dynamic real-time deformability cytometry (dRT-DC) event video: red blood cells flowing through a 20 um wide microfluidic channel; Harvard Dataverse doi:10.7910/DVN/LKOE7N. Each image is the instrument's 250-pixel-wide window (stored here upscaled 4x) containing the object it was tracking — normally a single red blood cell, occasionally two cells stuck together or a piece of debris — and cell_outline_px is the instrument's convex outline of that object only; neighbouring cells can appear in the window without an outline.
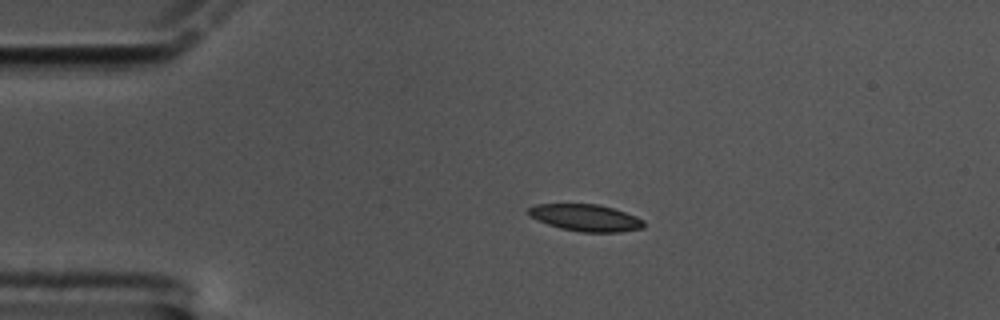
{"species": "common noctule bat (a hibernating species)", "species_latin": "Nyctalus noctula", "temperature_condition": "cold", "stored_images_in_passage": 48, "camera_frame_rate_fps": 3000, "um_per_image_px": 0.085, "animal": {"sex": "male", "body_mass_g": 17.5, "forearm_length_mm": 52.3}, "frame": {"image": 1, "passage_image": 1, "time_ms": 0.0, "image_size_px": [1000, 320], "cell_outline_px": [[644, 228], [620, 232], [580, 232], [560, 228], [548, 224], [528, 216], [528, 208], [536, 204], [600, 204], [636, 216], [644, 220]], "centroid_in_image_um": [49.78, 18.51], "position_along_channel_um": 35.2, "area_um2": 18.09}}
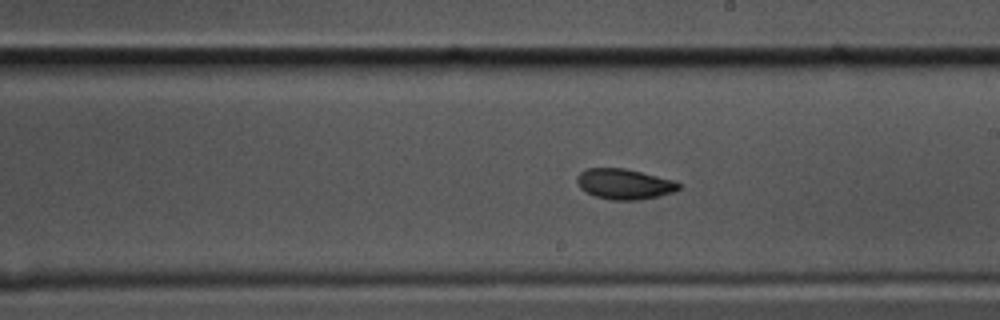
{"frame": {"image": 2, "passage_image": 22, "time_ms": 7.0, "image_size_px": [1000, 320], "cell_outline_px": [[680, 188], [672, 192], [660, 196], [640, 200], [612, 200], [596, 196], [584, 192], [580, 188], [576, 180], [576, 176], [584, 168], [624, 168], [672, 180], [680, 184]], "centroid_in_image_um": [53.01, 15.65], "position_along_channel_um": 236.0, "area_um2": 18.03}}
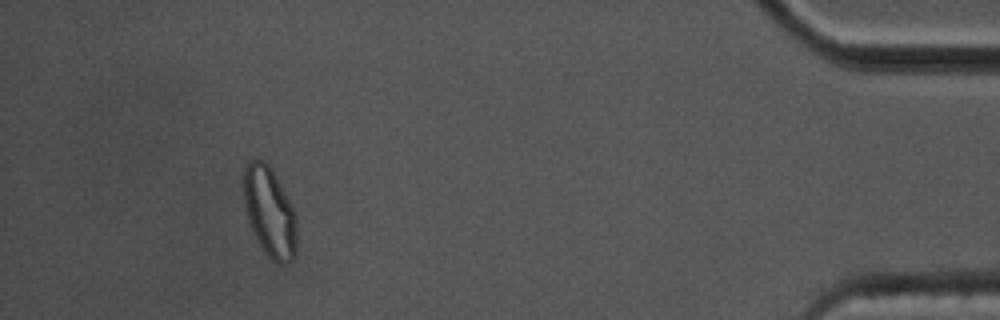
{"frame": {"image": 3, "passage_image": 43, "time_ms": 14.0, "image_size_px": [1000, 320], "cell_outline_px": [[296, 252], [292, 260], [288, 264], [276, 264], [264, 252], [256, 240], [248, 220], [244, 208], [244, 168], [248, 160], [256, 156], [264, 160], [272, 168], [296, 216]], "centroid_in_image_um": [22.89, 18.01], "position_along_channel_um": 412.3, "area_um2": 28.15}, "authors_computed_cell_mechanics": {"area_um2": 18.3515, "velocity_mm_per_s": 3.3931, "shape_relaxation_time_tau1_ms": 2.4651, "shape_relaxation_time_tau2_ms": 2.425, "deformation_change_tau1": 0.1087, "deformation_change_tau2": 0.0727}}